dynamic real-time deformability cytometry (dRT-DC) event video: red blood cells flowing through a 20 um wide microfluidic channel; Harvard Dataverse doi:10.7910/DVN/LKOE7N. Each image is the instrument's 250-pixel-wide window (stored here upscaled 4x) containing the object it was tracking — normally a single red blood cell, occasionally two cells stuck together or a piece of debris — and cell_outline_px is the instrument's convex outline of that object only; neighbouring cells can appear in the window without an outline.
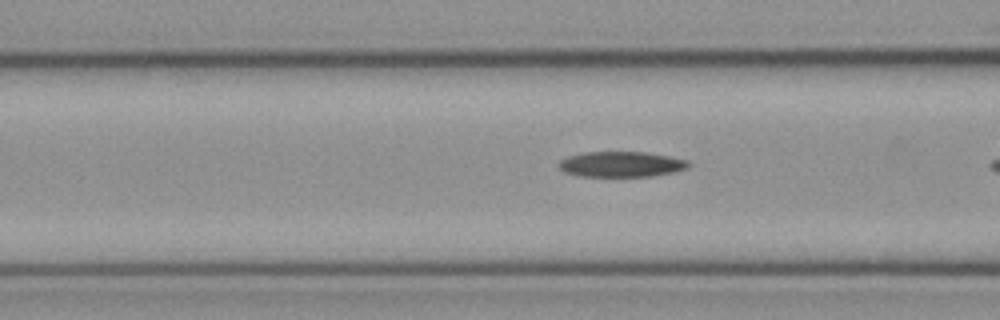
{"species": "common noctule bat (a hibernating species)", "species_latin": "Nyctalus noctula", "temperature_condition": "cold", "stored_images_in_passage": 7, "camera_frame_rate_fps": 3000, "um_per_image_px": 0.085, "animal": {"sex": "female", "body_mass_g": 21.9}, "frame": {"image": 1, "passage_image": 6, "time_ms": 1.667, "image_size_px": [1000, 320], "cell_outline_px": [[692, 164], [688, 168], [672, 172], [652, 176], [576, 176], [564, 172], [556, 164], [560, 160], [568, 156], [584, 152], [644, 152], [668, 156], [688, 160]], "centroid_in_image_um": [52.78, 13.96], "position_along_channel_um": 113.8, "area_um2": 19.31}}